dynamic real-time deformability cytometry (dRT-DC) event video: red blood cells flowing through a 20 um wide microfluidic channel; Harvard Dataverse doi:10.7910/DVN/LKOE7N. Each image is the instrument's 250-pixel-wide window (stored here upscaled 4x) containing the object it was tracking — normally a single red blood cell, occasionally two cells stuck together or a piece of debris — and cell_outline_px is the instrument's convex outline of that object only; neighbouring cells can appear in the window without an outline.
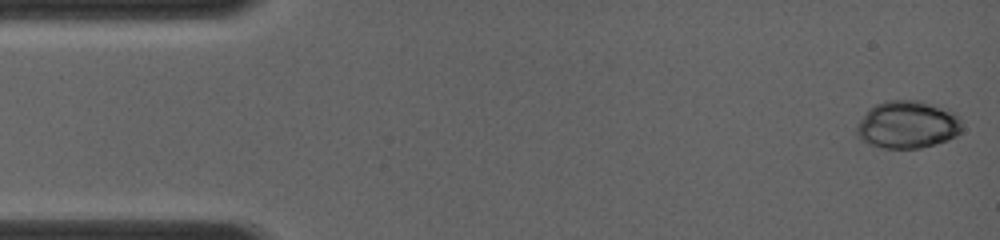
{"species": "common noctule bat (a hibernating species)", "species_latin": "Nyctalus noctula", "temperature_condition": "room temperature", "stored_images_in_passage": 4, "camera_frame_rate_fps": 4000, "um_per_image_px": 0.085, "animal": {"sex": "female", "body_mass_g": 19.0, "forearm_length_mm": 56.7}, "frame": {"image": 1, "passage_image": 1, "time_ms": 0.0, "image_size_px": [1000, 240], "cell_outline_px": [[960, 132], [956, 136], [948, 140], [920, 148], [880, 148], [860, 140], [856, 136], [856, 128], [860, 120], [868, 108], [876, 104], [888, 100], [916, 100], [948, 108], [960, 116]], "centroid_in_image_um": [77.12, 10.59], "position_along_channel_um": 7.9, "area_um2": 29.42}}
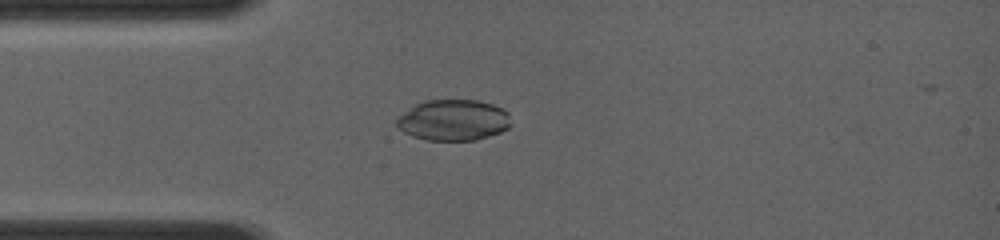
{"frame": {"image": 2, "passage_image": 4, "time_ms": 3.25, "image_size_px": [1000, 240], "cell_outline_px": [[512, 124], [508, 128], [500, 132], [488, 136], [472, 140], [428, 140], [412, 136], [396, 128], [396, 116], [416, 104], [424, 100], [476, 100], [492, 104], [508, 112]], "centroid_in_image_um": [38.5, 10.2], "position_along_channel_um": 46.5, "area_um2": 27.4}}